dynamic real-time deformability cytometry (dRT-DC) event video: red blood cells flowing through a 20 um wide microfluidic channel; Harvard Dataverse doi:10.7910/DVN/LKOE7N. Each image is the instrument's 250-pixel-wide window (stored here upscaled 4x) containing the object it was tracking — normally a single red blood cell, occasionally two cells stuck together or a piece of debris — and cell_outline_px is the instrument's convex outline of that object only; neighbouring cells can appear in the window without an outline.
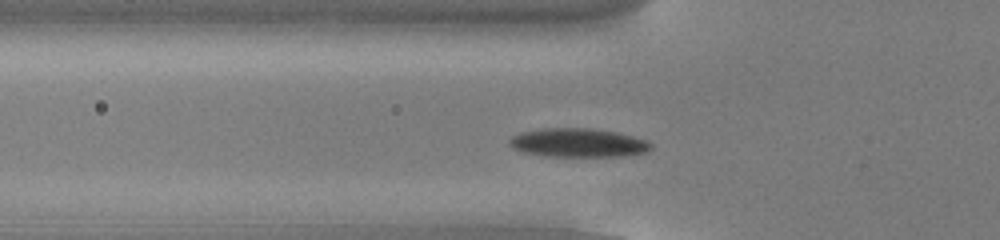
{"species": "common noctule bat (a hibernating species)", "species_latin": "Nyctalus noctula", "temperature_condition": "cold", "stored_images_in_passage": 39, "segment_of_instrument_passage": [1, 2], "camera_frame_rate_fps": 3000, "um_per_image_px": 0.085, "animal": {"sex": "male", "body_mass_g": 13.0, "forearm_length_mm": 53.1}, "frame": {"image": 1, "passage_image": 3, "time_ms": 0.667, "image_size_px": [1000, 240], "cell_outline_px": [[652, 148], [648, 152], [624, 156], [544, 156], [524, 152], [512, 148], [508, 144], [508, 140], [512, 136], [520, 132], [540, 128], [592, 128], [620, 132], [648, 140], [652, 144]], "centroid_in_image_um": [49.16, 12.12], "position_along_channel_um": 76.6, "area_um2": 24.16}}
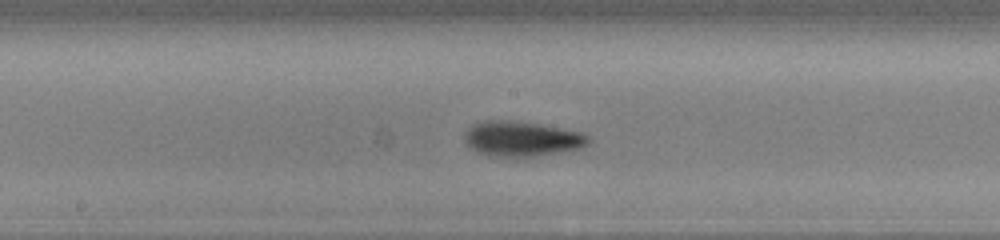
{"frame": {"image": 2, "passage_image": 13, "time_ms": 4.0, "image_size_px": [1000, 240], "cell_outline_px": [[592, 140], [588, 144], [580, 148], [532, 156], [488, 156], [476, 152], [468, 148], [464, 140], [464, 132], [472, 124], [484, 120], [512, 120], [540, 124], [580, 132], [588, 136]], "centroid_in_image_um": [44.27, 11.78], "position_along_channel_um": 203.9, "area_um2": 25.37}}
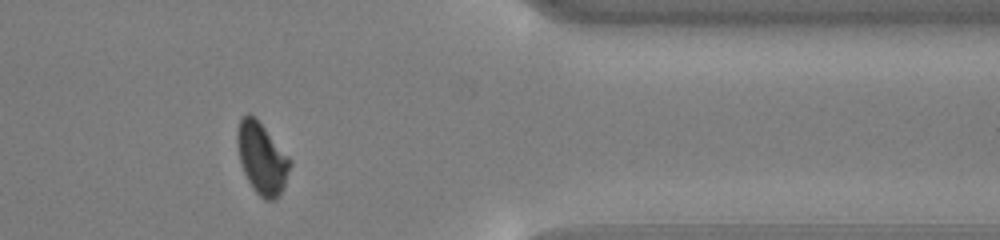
{"frame": {"image": 3, "passage_image": 29, "time_ms": 9.333, "image_size_px": [1000, 240], "cell_outline_px": [[292, 164], [284, 184], [276, 200], [264, 200], [252, 188], [244, 172], [240, 160], [236, 144], [236, 132], [240, 116], [248, 112], [256, 116], [292, 160]], "centroid_in_image_um": [22.24, 13.39], "position_along_channel_um": 389.2, "area_um2": 22.25}}